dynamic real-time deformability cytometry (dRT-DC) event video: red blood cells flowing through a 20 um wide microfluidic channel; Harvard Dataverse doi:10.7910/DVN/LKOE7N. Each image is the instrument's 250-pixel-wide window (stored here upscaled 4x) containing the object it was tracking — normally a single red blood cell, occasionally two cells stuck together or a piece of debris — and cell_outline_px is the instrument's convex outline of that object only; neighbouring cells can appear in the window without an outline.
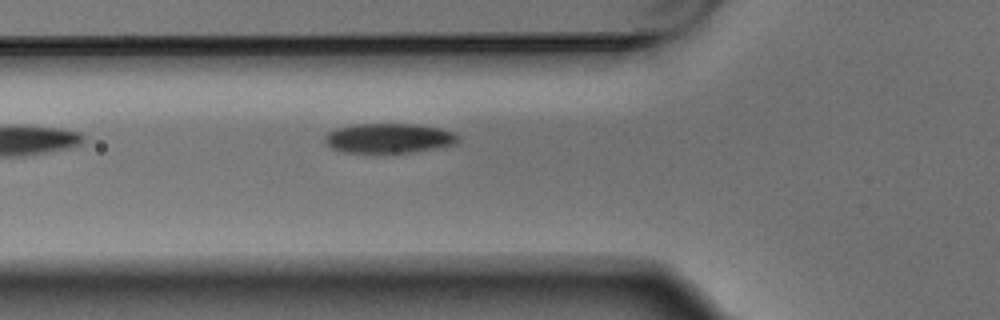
{"species": "Egyptian fruit bat (a non-hibernating species)", "species_latin": "Rousettus aegyptiacus", "temperature_condition": "warm", "stored_images_in_passage": 5, "camera_frame_rate_fps": 3000, "um_per_image_px": 0.085, "animal": {"sex": "male"}, "frame": {"image": 1, "passage_image": 5, "time_ms": 1.333, "image_size_px": [1000, 320], "cell_outline_px": [[460, 140], [456, 144], [412, 152], [340, 152], [324, 144], [324, 136], [328, 132], [336, 128], [352, 124], [416, 124], [440, 128], [452, 132]], "centroid_in_image_um": [33.0, 11.74], "position_along_channel_um": 92.8, "area_um2": 23.06}}